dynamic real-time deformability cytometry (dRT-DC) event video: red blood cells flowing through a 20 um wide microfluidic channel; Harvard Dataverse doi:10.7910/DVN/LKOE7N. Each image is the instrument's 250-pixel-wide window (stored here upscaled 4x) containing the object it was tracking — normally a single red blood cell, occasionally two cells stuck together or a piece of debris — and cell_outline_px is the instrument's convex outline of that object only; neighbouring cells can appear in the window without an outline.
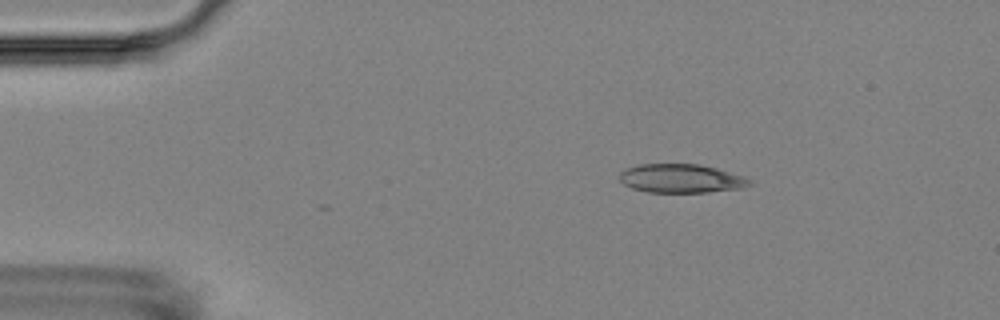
{"species": "Egyptian fruit bat (a non-hibernating species)", "species_latin": "Rousettus aegyptiacus", "temperature_condition": "room temperature", "stored_images_in_passage": 4, "camera_frame_rate_fps": 3000, "um_per_image_px": 0.085, "animal": {"sex": "female"}, "frame": {"image": 1, "passage_image": 2, "time_ms": 1.333, "image_size_px": [1000, 320], "cell_outline_px": [[752, 184], [740, 188], [708, 192], [648, 192], [632, 188], [624, 184], [620, 180], [620, 172], [624, 168], [640, 164], [700, 164], [716, 168], [744, 176], [752, 180]], "centroid_in_image_um": [57.89, 15.16], "position_along_channel_um": 27.1, "area_um2": 21.79}}